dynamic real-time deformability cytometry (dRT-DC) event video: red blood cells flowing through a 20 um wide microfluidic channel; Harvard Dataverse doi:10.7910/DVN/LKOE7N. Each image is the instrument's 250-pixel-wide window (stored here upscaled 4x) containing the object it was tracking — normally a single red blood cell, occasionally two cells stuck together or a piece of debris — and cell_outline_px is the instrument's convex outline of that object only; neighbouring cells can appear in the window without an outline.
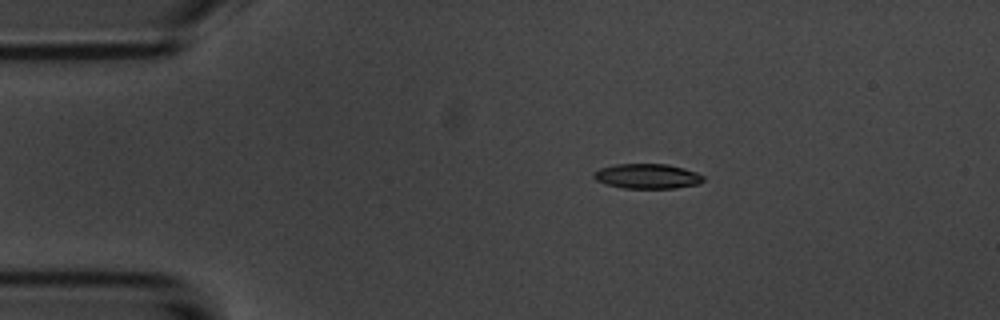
{"species": "common noctule bat (a hibernating species)", "species_latin": "Nyctalus noctula", "temperature_condition": "room temperature", "stored_images_in_passage": 3, "camera_frame_rate_fps": 3000, "um_per_image_px": 0.085, "animal": {"sex": "male", "body_mass_g": 20.1, "forearm_length_mm": 53.5}, "frame": {"image": 1, "passage_image": 2, "time_ms": 1.0, "image_size_px": [1000, 320], "cell_outline_px": [[704, 180], [700, 184], [676, 188], [624, 188], [608, 184], [596, 180], [592, 176], [592, 172], [600, 168], [616, 164], [668, 164], [684, 168], [696, 172], [704, 176]], "centroid_in_image_um": [55.04, 14.97], "position_along_channel_um": 30.0, "area_um2": 15.95}}